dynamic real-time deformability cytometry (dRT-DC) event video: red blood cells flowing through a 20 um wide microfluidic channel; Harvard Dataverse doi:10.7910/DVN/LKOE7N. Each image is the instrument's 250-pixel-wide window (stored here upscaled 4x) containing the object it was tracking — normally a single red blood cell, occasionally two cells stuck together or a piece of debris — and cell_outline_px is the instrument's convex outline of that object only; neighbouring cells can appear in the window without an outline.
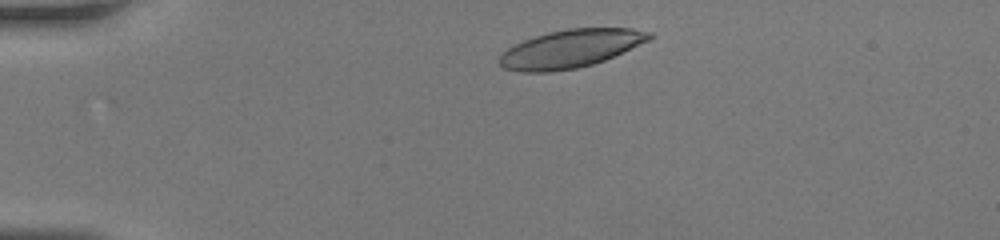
{"species": "human", "species_latin": "Homo sapiens", "temperature_condition": "room temperature", "stored_images_in_passage": 32, "camera_frame_rate_fps": 3000, "um_per_image_px": 0.085, "donor": {"sex": "female"}, "frame": {"image": 1, "passage_image": 3, "time_ms": 0.667, "image_size_px": [1000, 240], "cell_outline_px": [[656, 36], [648, 40], [604, 60], [592, 64], [576, 68], [552, 72], [520, 72], [504, 68], [496, 60], [508, 48], [524, 40], [548, 32], [568, 28], [632, 28], [652, 32]], "centroid_in_image_um": [48.49, 4.14], "position_along_channel_um": 36.5, "area_um2": 33.06}}
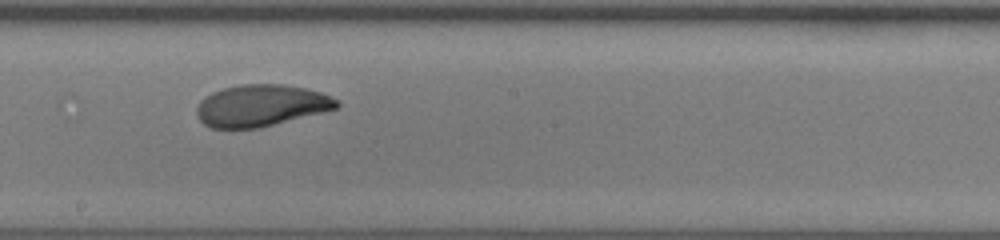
{"frame": {"image": 2, "passage_image": 19, "time_ms": 6.0, "image_size_px": [1000, 240], "cell_outline_px": [[340, 104], [336, 108], [260, 128], [212, 128], [204, 124], [200, 120], [196, 112], [196, 108], [200, 100], [212, 92], [224, 88], [240, 84], [284, 84], [304, 88], [320, 92], [340, 100]], "centroid_in_image_um": [22.17, 8.96], "position_along_channel_um": 226.0, "area_um2": 33.93}}
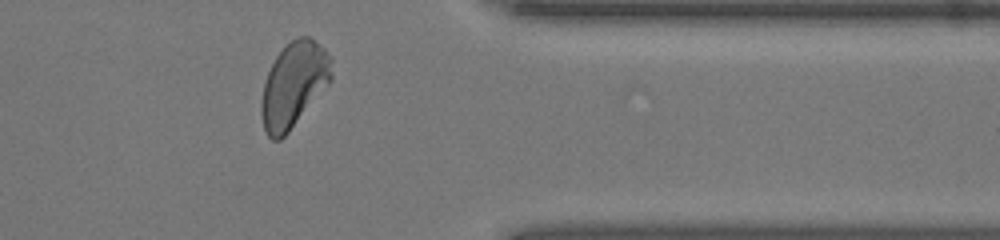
{"frame": {"image": 3, "passage_image": 30, "time_ms": 9.667, "image_size_px": [1000, 240], "cell_outline_px": [[332, 80], [288, 132], [280, 140], [272, 140], [268, 136], [264, 128], [260, 112], [260, 104], [264, 84], [268, 72], [276, 56], [292, 40], [300, 36], [308, 36], [324, 48], [332, 56]], "centroid_in_image_um": [24.98, 7.2], "position_along_channel_um": 386.4, "area_um2": 34.56}}